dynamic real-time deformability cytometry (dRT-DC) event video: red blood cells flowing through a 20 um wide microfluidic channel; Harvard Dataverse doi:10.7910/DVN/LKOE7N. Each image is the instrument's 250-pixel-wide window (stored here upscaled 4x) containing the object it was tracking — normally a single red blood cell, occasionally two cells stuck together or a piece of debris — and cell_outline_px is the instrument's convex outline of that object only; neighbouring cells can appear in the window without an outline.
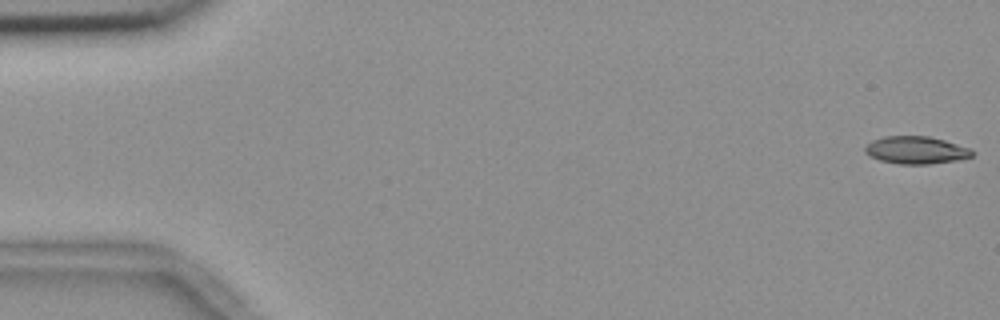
{"species": "common noctule bat (a hibernating species)", "species_latin": "Nyctalus noctula", "temperature_condition": "room temperature", "stored_images_in_passage": 51, "camera_frame_rate_fps": 3000, "um_per_image_px": 0.085, "animal": {"sex": "female", "body_mass_g": 18.4}, "frame": {"image": 1, "passage_image": 1, "time_ms": 0.0, "image_size_px": [1000, 320], "cell_outline_px": [[976, 152], [972, 156], [956, 160], [928, 164], [900, 164], [880, 160], [868, 156], [864, 152], [864, 148], [872, 140], [884, 136], [928, 136], [944, 140], [972, 148]], "centroid_in_image_um": [77.87, 12.75], "position_along_channel_um": 7.1, "area_um2": 17.28}}
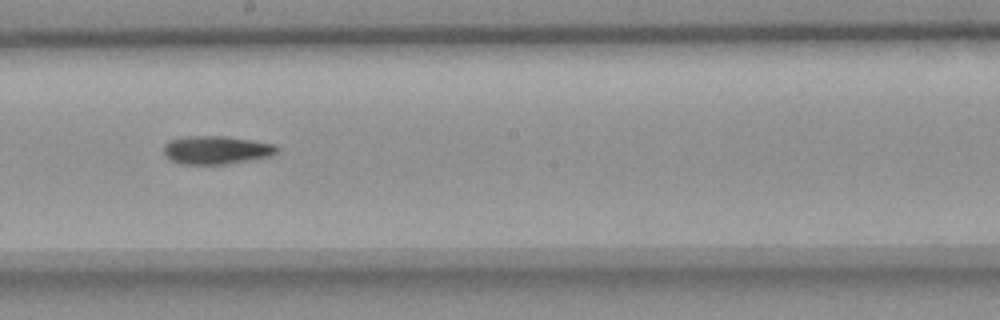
{"frame": {"image": 2, "passage_image": 31, "time_ms": 10.0, "image_size_px": [1000, 320], "cell_outline_px": [[280, 148], [272, 156], [224, 164], [180, 164], [172, 160], [164, 152], [164, 144], [168, 140], [184, 136], [228, 136], [276, 144]], "centroid_in_image_um": [18.41, 12.73], "position_along_channel_um": 229.8, "area_um2": 18.73}}
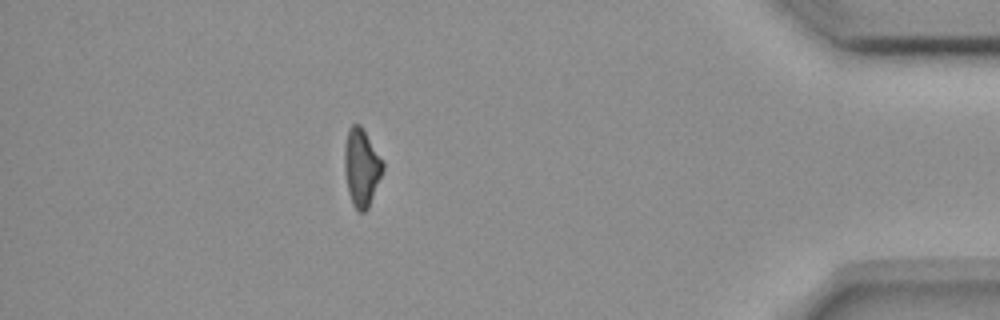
{"frame": {"image": 3, "passage_image": 49, "time_ms": 16.0, "image_size_px": [1000, 320], "cell_outline_px": [[384, 168], [368, 208], [364, 212], [360, 212], [352, 204], [348, 192], [344, 172], [344, 148], [348, 128], [352, 124], [360, 124], [384, 160]], "centroid_in_image_um": [30.72, 14.2], "position_along_channel_um": 404.5, "area_um2": 17.51}, "authors_computed_cell_mechanics": {"area_um2": 18.207, "velocity_mm_per_s": 3.682, "shape_relaxation_time_tau1_ms": 8.4036, "shape_relaxation_time_tau2_ms": null, "deformation_change_tau1": 0.1748, "deformation_change_tau2": null}}